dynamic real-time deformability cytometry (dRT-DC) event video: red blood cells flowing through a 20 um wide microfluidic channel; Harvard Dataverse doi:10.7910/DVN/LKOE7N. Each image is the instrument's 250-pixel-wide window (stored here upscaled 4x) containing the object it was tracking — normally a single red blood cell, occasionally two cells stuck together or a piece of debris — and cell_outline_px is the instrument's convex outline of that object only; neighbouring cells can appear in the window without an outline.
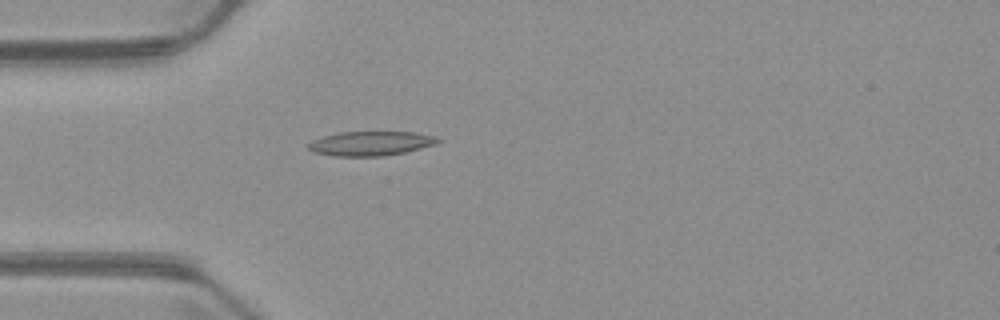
{"species": "common noctule bat (a hibernating species)", "species_latin": "Nyctalus noctula", "temperature_condition": "warm", "stored_images_in_passage": 4, "camera_frame_rate_fps": 3000, "um_per_image_px": 0.085, "animal": {"sex": "male", "body_mass_g": 23.1, "forearm_length_mm": 52.7}, "frame": {"image": 1, "passage_image": 4, "time_ms": 4.0, "image_size_px": [1000, 320], "cell_outline_px": [[444, 140], [436, 144], [404, 152], [384, 156], [336, 156], [312, 152], [304, 144], [312, 140], [324, 136], [340, 132], [412, 132], [436, 136]], "centroid_in_image_um": [31.49, 12.19], "position_along_channel_um": 53.5, "area_um2": 18.5}}